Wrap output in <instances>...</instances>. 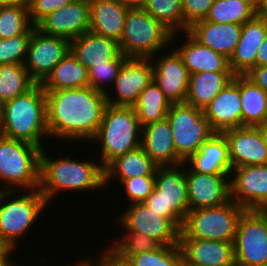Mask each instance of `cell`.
I'll return each mask as SVG.
<instances>
[{"label": "cell", "instance_id": "22", "mask_svg": "<svg viewBox=\"0 0 267 266\" xmlns=\"http://www.w3.org/2000/svg\"><path fill=\"white\" fill-rule=\"evenodd\" d=\"M266 37L267 18L261 12L242 25L240 40L229 59L231 71L235 75H245L256 67L258 49Z\"/></svg>", "mask_w": 267, "mask_h": 266}, {"label": "cell", "instance_id": "50", "mask_svg": "<svg viewBox=\"0 0 267 266\" xmlns=\"http://www.w3.org/2000/svg\"><path fill=\"white\" fill-rule=\"evenodd\" d=\"M91 257L89 256V258H84L82 260L79 259V262L74 263L73 265H67V266H92V260L90 259Z\"/></svg>", "mask_w": 267, "mask_h": 266}, {"label": "cell", "instance_id": "7", "mask_svg": "<svg viewBox=\"0 0 267 266\" xmlns=\"http://www.w3.org/2000/svg\"><path fill=\"white\" fill-rule=\"evenodd\" d=\"M17 193L18 190L6 191L0 200V238L10 249H16L17 242L26 237L49 206L39 189Z\"/></svg>", "mask_w": 267, "mask_h": 266}, {"label": "cell", "instance_id": "4", "mask_svg": "<svg viewBox=\"0 0 267 266\" xmlns=\"http://www.w3.org/2000/svg\"><path fill=\"white\" fill-rule=\"evenodd\" d=\"M119 41L120 52L127 58H151L164 52L168 45L177 41L180 32L173 33L160 21L155 20L141 6L131 7L125 17ZM172 42V43H171Z\"/></svg>", "mask_w": 267, "mask_h": 266}, {"label": "cell", "instance_id": "16", "mask_svg": "<svg viewBox=\"0 0 267 266\" xmlns=\"http://www.w3.org/2000/svg\"><path fill=\"white\" fill-rule=\"evenodd\" d=\"M169 52L165 54L164 50L163 55L160 52L158 59L152 57L153 80L171 104L183 103L188 95L190 73L178 52L175 49Z\"/></svg>", "mask_w": 267, "mask_h": 266}, {"label": "cell", "instance_id": "23", "mask_svg": "<svg viewBox=\"0 0 267 266\" xmlns=\"http://www.w3.org/2000/svg\"><path fill=\"white\" fill-rule=\"evenodd\" d=\"M167 118L141 128V147L158 166H175L184 163L177 155Z\"/></svg>", "mask_w": 267, "mask_h": 266}, {"label": "cell", "instance_id": "53", "mask_svg": "<svg viewBox=\"0 0 267 266\" xmlns=\"http://www.w3.org/2000/svg\"><path fill=\"white\" fill-rule=\"evenodd\" d=\"M8 249V246L0 238V255L4 254Z\"/></svg>", "mask_w": 267, "mask_h": 266}, {"label": "cell", "instance_id": "29", "mask_svg": "<svg viewBox=\"0 0 267 266\" xmlns=\"http://www.w3.org/2000/svg\"><path fill=\"white\" fill-rule=\"evenodd\" d=\"M158 165L145 153L140 146L123 155L117 156L105 168V186L112 179L120 183L137 176L156 175Z\"/></svg>", "mask_w": 267, "mask_h": 266}, {"label": "cell", "instance_id": "52", "mask_svg": "<svg viewBox=\"0 0 267 266\" xmlns=\"http://www.w3.org/2000/svg\"><path fill=\"white\" fill-rule=\"evenodd\" d=\"M261 13L267 18V0H260Z\"/></svg>", "mask_w": 267, "mask_h": 266}, {"label": "cell", "instance_id": "56", "mask_svg": "<svg viewBox=\"0 0 267 266\" xmlns=\"http://www.w3.org/2000/svg\"><path fill=\"white\" fill-rule=\"evenodd\" d=\"M263 132H264V137H265L266 144H267V128H263Z\"/></svg>", "mask_w": 267, "mask_h": 266}, {"label": "cell", "instance_id": "12", "mask_svg": "<svg viewBox=\"0 0 267 266\" xmlns=\"http://www.w3.org/2000/svg\"><path fill=\"white\" fill-rule=\"evenodd\" d=\"M117 218L125 231L140 232L162 246L179 245L181 229L170 219L148 208L144 203H133Z\"/></svg>", "mask_w": 267, "mask_h": 266}, {"label": "cell", "instance_id": "11", "mask_svg": "<svg viewBox=\"0 0 267 266\" xmlns=\"http://www.w3.org/2000/svg\"><path fill=\"white\" fill-rule=\"evenodd\" d=\"M236 266H267V210L245 209L234 241Z\"/></svg>", "mask_w": 267, "mask_h": 266}, {"label": "cell", "instance_id": "5", "mask_svg": "<svg viewBox=\"0 0 267 266\" xmlns=\"http://www.w3.org/2000/svg\"><path fill=\"white\" fill-rule=\"evenodd\" d=\"M141 125L133 107L107 105L90 143L99 142V162L105 168L117 156L141 146Z\"/></svg>", "mask_w": 267, "mask_h": 266}, {"label": "cell", "instance_id": "36", "mask_svg": "<svg viewBox=\"0 0 267 266\" xmlns=\"http://www.w3.org/2000/svg\"><path fill=\"white\" fill-rule=\"evenodd\" d=\"M141 7L173 33L184 34L182 0H145Z\"/></svg>", "mask_w": 267, "mask_h": 266}, {"label": "cell", "instance_id": "15", "mask_svg": "<svg viewBox=\"0 0 267 266\" xmlns=\"http://www.w3.org/2000/svg\"><path fill=\"white\" fill-rule=\"evenodd\" d=\"M230 198L244 209L267 210V164L235 167Z\"/></svg>", "mask_w": 267, "mask_h": 266}, {"label": "cell", "instance_id": "1", "mask_svg": "<svg viewBox=\"0 0 267 266\" xmlns=\"http://www.w3.org/2000/svg\"><path fill=\"white\" fill-rule=\"evenodd\" d=\"M45 93L49 136L57 141L91 142L108 105L105 93L90 86Z\"/></svg>", "mask_w": 267, "mask_h": 266}, {"label": "cell", "instance_id": "39", "mask_svg": "<svg viewBox=\"0 0 267 266\" xmlns=\"http://www.w3.org/2000/svg\"><path fill=\"white\" fill-rule=\"evenodd\" d=\"M126 263L129 266H185L179 245H160L152 251L131 256Z\"/></svg>", "mask_w": 267, "mask_h": 266}, {"label": "cell", "instance_id": "24", "mask_svg": "<svg viewBox=\"0 0 267 266\" xmlns=\"http://www.w3.org/2000/svg\"><path fill=\"white\" fill-rule=\"evenodd\" d=\"M131 7L120 0H90L89 31L119 43Z\"/></svg>", "mask_w": 267, "mask_h": 266}, {"label": "cell", "instance_id": "18", "mask_svg": "<svg viewBox=\"0 0 267 266\" xmlns=\"http://www.w3.org/2000/svg\"><path fill=\"white\" fill-rule=\"evenodd\" d=\"M189 210L220 206L230 198V174H203L185 169Z\"/></svg>", "mask_w": 267, "mask_h": 266}, {"label": "cell", "instance_id": "51", "mask_svg": "<svg viewBox=\"0 0 267 266\" xmlns=\"http://www.w3.org/2000/svg\"><path fill=\"white\" fill-rule=\"evenodd\" d=\"M120 1L128 5H131L132 7L141 6L145 2V0H120Z\"/></svg>", "mask_w": 267, "mask_h": 266}, {"label": "cell", "instance_id": "44", "mask_svg": "<svg viewBox=\"0 0 267 266\" xmlns=\"http://www.w3.org/2000/svg\"><path fill=\"white\" fill-rule=\"evenodd\" d=\"M73 0H29L28 11L32 24L36 26L52 12L65 7Z\"/></svg>", "mask_w": 267, "mask_h": 266}, {"label": "cell", "instance_id": "38", "mask_svg": "<svg viewBox=\"0 0 267 266\" xmlns=\"http://www.w3.org/2000/svg\"><path fill=\"white\" fill-rule=\"evenodd\" d=\"M127 232V233H126ZM122 239L114 240L107 248L119 260L127 261L131 256L152 251L160 246L154 239L140 232L124 231Z\"/></svg>", "mask_w": 267, "mask_h": 266}, {"label": "cell", "instance_id": "19", "mask_svg": "<svg viewBox=\"0 0 267 266\" xmlns=\"http://www.w3.org/2000/svg\"><path fill=\"white\" fill-rule=\"evenodd\" d=\"M214 133L242 127L240 75H235L217 96L203 108Z\"/></svg>", "mask_w": 267, "mask_h": 266}, {"label": "cell", "instance_id": "54", "mask_svg": "<svg viewBox=\"0 0 267 266\" xmlns=\"http://www.w3.org/2000/svg\"><path fill=\"white\" fill-rule=\"evenodd\" d=\"M260 127L267 128V113H266V117L264 119V122H263V124Z\"/></svg>", "mask_w": 267, "mask_h": 266}, {"label": "cell", "instance_id": "55", "mask_svg": "<svg viewBox=\"0 0 267 266\" xmlns=\"http://www.w3.org/2000/svg\"><path fill=\"white\" fill-rule=\"evenodd\" d=\"M5 192H6V190L4 188H1V186H0V200H1V198Z\"/></svg>", "mask_w": 267, "mask_h": 266}, {"label": "cell", "instance_id": "30", "mask_svg": "<svg viewBox=\"0 0 267 266\" xmlns=\"http://www.w3.org/2000/svg\"><path fill=\"white\" fill-rule=\"evenodd\" d=\"M44 91L89 87L88 69L69 51L41 83Z\"/></svg>", "mask_w": 267, "mask_h": 266}, {"label": "cell", "instance_id": "20", "mask_svg": "<svg viewBox=\"0 0 267 266\" xmlns=\"http://www.w3.org/2000/svg\"><path fill=\"white\" fill-rule=\"evenodd\" d=\"M90 0H73L43 18L36 28L69 41L89 31Z\"/></svg>", "mask_w": 267, "mask_h": 266}, {"label": "cell", "instance_id": "49", "mask_svg": "<svg viewBox=\"0 0 267 266\" xmlns=\"http://www.w3.org/2000/svg\"><path fill=\"white\" fill-rule=\"evenodd\" d=\"M29 0H0V8L6 6L28 5Z\"/></svg>", "mask_w": 267, "mask_h": 266}, {"label": "cell", "instance_id": "2", "mask_svg": "<svg viewBox=\"0 0 267 266\" xmlns=\"http://www.w3.org/2000/svg\"><path fill=\"white\" fill-rule=\"evenodd\" d=\"M43 148L40 154L39 191L49 204L57 194L90 192L105 187V171L101 163L94 160L74 159L70 156L51 158Z\"/></svg>", "mask_w": 267, "mask_h": 266}, {"label": "cell", "instance_id": "10", "mask_svg": "<svg viewBox=\"0 0 267 266\" xmlns=\"http://www.w3.org/2000/svg\"><path fill=\"white\" fill-rule=\"evenodd\" d=\"M177 155L185 162L214 133L203 109L186 102L173 103L166 116Z\"/></svg>", "mask_w": 267, "mask_h": 266}, {"label": "cell", "instance_id": "9", "mask_svg": "<svg viewBox=\"0 0 267 266\" xmlns=\"http://www.w3.org/2000/svg\"><path fill=\"white\" fill-rule=\"evenodd\" d=\"M244 210L231 199L220 206L189 210L180 238L234 242L238 219Z\"/></svg>", "mask_w": 267, "mask_h": 266}, {"label": "cell", "instance_id": "33", "mask_svg": "<svg viewBox=\"0 0 267 266\" xmlns=\"http://www.w3.org/2000/svg\"><path fill=\"white\" fill-rule=\"evenodd\" d=\"M242 127H260L267 113V92L245 75H240Z\"/></svg>", "mask_w": 267, "mask_h": 266}, {"label": "cell", "instance_id": "40", "mask_svg": "<svg viewBox=\"0 0 267 266\" xmlns=\"http://www.w3.org/2000/svg\"><path fill=\"white\" fill-rule=\"evenodd\" d=\"M126 59L127 57L122 54L117 60H108L105 61V64L93 65L88 69L89 86L105 94L110 92L111 90L106 88L111 87V84L113 85Z\"/></svg>", "mask_w": 267, "mask_h": 266}, {"label": "cell", "instance_id": "6", "mask_svg": "<svg viewBox=\"0 0 267 266\" xmlns=\"http://www.w3.org/2000/svg\"><path fill=\"white\" fill-rule=\"evenodd\" d=\"M41 150L31 143L0 135V182L6 191L39 189Z\"/></svg>", "mask_w": 267, "mask_h": 266}, {"label": "cell", "instance_id": "46", "mask_svg": "<svg viewBox=\"0 0 267 266\" xmlns=\"http://www.w3.org/2000/svg\"><path fill=\"white\" fill-rule=\"evenodd\" d=\"M245 76L267 92V65L253 67Z\"/></svg>", "mask_w": 267, "mask_h": 266}, {"label": "cell", "instance_id": "17", "mask_svg": "<svg viewBox=\"0 0 267 266\" xmlns=\"http://www.w3.org/2000/svg\"><path fill=\"white\" fill-rule=\"evenodd\" d=\"M232 169L267 164V144L262 127L244 126L223 132Z\"/></svg>", "mask_w": 267, "mask_h": 266}, {"label": "cell", "instance_id": "48", "mask_svg": "<svg viewBox=\"0 0 267 266\" xmlns=\"http://www.w3.org/2000/svg\"><path fill=\"white\" fill-rule=\"evenodd\" d=\"M14 251H16V249L9 248L4 254L0 255V266H18L17 263L16 264L13 263L14 260L13 261L10 260L11 259L10 255L14 254Z\"/></svg>", "mask_w": 267, "mask_h": 266}, {"label": "cell", "instance_id": "8", "mask_svg": "<svg viewBox=\"0 0 267 266\" xmlns=\"http://www.w3.org/2000/svg\"><path fill=\"white\" fill-rule=\"evenodd\" d=\"M185 163L158 166L155 188L143 202L160 216L172 220L180 229L189 211Z\"/></svg>", "mask_w": 267, "mask_h": 266}, {"label": "cell", "instance_id": "43", "mask_svg": "<svg viewBox=\"0 0 267 266\" xmlns=\"http://www.w3.org/2000/svg\"><path fill=\"white\" fill-rule=\"evenodd\" d=\"M214 0H182V13L184 16V33L194 23L205 20Z\"/></svg>", "mask_w": 267, "mask_h": 266}, {"label": "cell", "instance_id": "21", "mask_svg": "<svg viewBox=\"0 0 267 266\" xmlns=\"http://www.w3.org/2000/svg\"><path fill=\"white\" fill-rule=\"evenodd\" d=\"M185 266H236L234 242L180 238Z\"/></svg>", "mask_w": 267, "mask_h": 266}, {"label": "cell", "instance_id": "28", "mask_svg": "<svg viewBox=\"0 0 267 266\" xmlns=\"http://www.w3.org/2000/svg\"><path fill=\"white\" fill-rule=\"evenodd\" d=\"M179 47H173L182 57L190 75L199 72H232L229 59L211 48L201 45L188 32Z\"/></svg>", "mask_w": 267, "mask_h": 266}, {"label": "cell", "instance_id": "41", "mask_svg": "<svg viewBox=\"0 0 267 266\" xmlns=\"http://www.w3.org/2000/svg\"><path fill=\"white\" fill-rule=\"evenodd\" d=\"M32 33L0 39V64H24Z\"/></svg>", "mask_w": 267, "mask_h": 266}, {"label": "cell", "instance_id": "37", "mask_svg": "<svg viewBox=\"0 0 267 266\" xmlns=\"http://www.w3.org/2000/svg\"><path fill=\"white\" fill-rule=\"evenodd\" d=\"M35 27L30 20L28 5L0 8V39L32 33Z\"/></svg>", "mask_w": 267, "mask_h": 266}, {"label": "cell", "instance_id": "35", "mask_svg": "<svg viewBox=\"0 0 267 266\" xmlns=\"http://www.w3.org/2000/svg\"><path fill=\"white\" fill-rule=\"evenodd\" d=\"M35 84L24 64H0V105L26 93Z\"/></svg>", "mask_w": 267, "mask_h": 266}, {"label": "cell", "instance_id": "47", "mask_svg": "<svg viewBox=\"0 0 267 266\" xmlns=\"http://www.w3.org/2000/svg\"><path fill=\"white\" fill-rule=\"evenodd\" d=\"M267 65V37L258 49L256 57V67Z\"/></svg>", "mask_w": 267, "mask_h": 266}, {"label": "cell", "instance_id": "34", "mask_svg": "<svg viewBox=\"0 0 267 266\" xmlns=\"http://www.w3.org/2000/svg\"><path fill=\"white\" fill-rule=\"evenodd\" d=\"M171 103L152 80L141 92L133 106L141 127L166 118Z\"/></svg>", "mask_w": 267, "mask_h": 266}, {"label": "cell", "instance_id": "3", "mask_svg": "<svg viewBox=\"0 0 267 266\" xmlns=\"http://www.w3.org/2000/svg\"><path fill=\"white\" fill-rule=\"evenodd\" d=\"M0 135L44 148L49 138L47 128L46 93L35 84L26 93L1 105Z\"/></svg>", "mask_w": 267, "mask_h": 266}, {"label": "cell", "instance_id": "31", "mask_svg": "<svg viewBox=\"0 0 267 266\" xmlns=\"http://www.w3.org/2000/svg\"><path fill=\"white\" fill-rule=\"evenodd\" d=\"M233 72H199L190 75L186 103L196 108L206 107L233 80Z\"/></svg>", "mask_w": 267, "mask_h": 266}, {"label": "cell", "instance_id": "42", "mask_svg": "<svg viewBox=\"0 0 267 266\" xmlns=\"http://www.w3.org/2000/svg\"><path fill=\"white\" fill-rule=\"evenodd\" d=\"M129 203H143L155 188V175L137 176L120 183Z\"/></svg>", "mask_w": 267, "mask_h": 266}, {"label": "cell", "instance_id": "25", "mask_svg": "<svg viewBox=\"0 0 267 266\" xmlns=\"http://www.w3.org/2000/svg\"><path fill=\"white\" fill-rule=\"evenodd\" d=\"M241 31L242 25L239 24L201 20L189 27L187 32L201 45L230 59L240 40Z\"/></svg>", "mask_w": 267, "mask_h": 266}, {"label": "cell", "instance_id": "13", "mask_svg": "<svg viewBox=\"0 0 267 266\" xmlns=\"http://www.w3.org/2000/svg\"><path fill=\"white\" fill-rule=\"evenodd\" d=\"M69 51V40L44 34L35 27L29 40L24 66L30 78L36 84H41Z\"/></svg>", "mask_w": 267, "mask_h": 266}, {"label": "cell", "instance_id": "32", "mask_svg": "<svg viewBox=\"0 0 267 266\" xmlns=\"http://www.w3.org/2000/svg\"><path fill=\"white\" fill-rule=\"evenodd\" d=\"M260 12V0H214L205 20L244 25Z\"/></svg>", "mask_w": 267, "mask_h": 266}, {"label": "cell", "instance_id": "14", "mask_svg": "<svg viewBox=\"0 0 267 266\" xmlns=\"http://www.w3.org/2000/svg\"><path fill=\"white\" fill-rule=\"evenodd\" d=\"M153 80L151 58H127L113 82L114 95L107 92L108 105L133 107L140 92ZM116 95V96H115Z\"/></svg>", "mask_w": 267, "mask_h": 266}, {"label": "cell", "instance_id": "27", "mask_svg": "<svg viewBox=\"0 0 267 266\" xmlns=\"http://www.w3.org/2000/svg\"><path fill=\"white\" fill-rule=\"evenodd\" d=\"M70 51L87 69L108 60H117L122 55L118 42L91 31L71 40Z\"/></svg>", "mask_w": 267, "mask_h": 266}, {"label": "cell", "instance_id": "26", "mask_svg": "<svg viewBox=\"0 0 267 266\" xmlns=\"http://www.w3.org/2000/svg\"><path fill=\"white\" fill-rule=\"evenodd\" d=\"M185 167L203 174H231L228 143L223 133H213L185 162Z\"/></svg>", "mask_w": 267, "mask_h": 266}, {"label": "cell", "instance_id": "45", "mask_svg": "<svg viewBox=\"0 0 267 266\" xmlns=\"http://www.w3.org/2000/svg\"><path fill=\"white\" fill-rule=\"evenodd\" d=\"M97 258L92 261V266H129L125 261L119 260L112 252L107 248L103 249L101 254H97ZM95 262V263H94Z\"/></svg>", "mask_w": 267, "mask_h": 266}]
</instances>
